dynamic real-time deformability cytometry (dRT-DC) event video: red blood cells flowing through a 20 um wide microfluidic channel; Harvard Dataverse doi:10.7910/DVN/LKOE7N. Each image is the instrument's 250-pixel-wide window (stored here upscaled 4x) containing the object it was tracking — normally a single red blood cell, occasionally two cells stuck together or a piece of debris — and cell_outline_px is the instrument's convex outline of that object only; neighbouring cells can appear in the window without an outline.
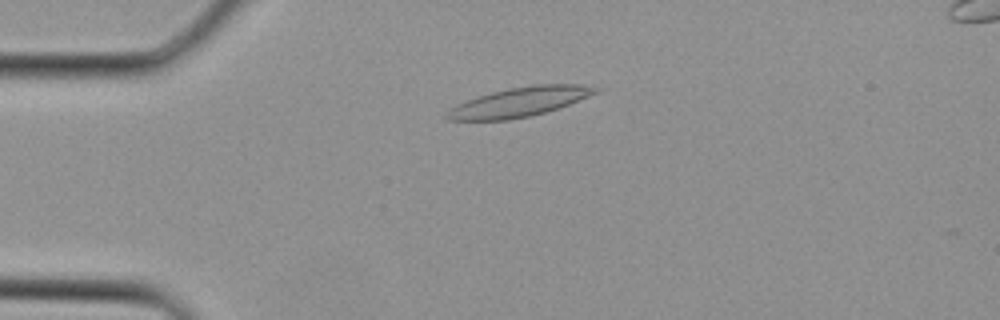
{"species": "Egyptian fruit bat (a non-hibernating species)", "species_latin": "Rousettus aegyptiacus", "temperature_condition": "cold", "stored_images_in_passage": 3, "camera_frame_rate_fps": 3000, "um_per_image_px": 0.085, "animal": {"sex": "female"}, "frame": {"image": 1, "passage_image": 2, "time_ms": 0.333, "image_size_px": [1000, 320], "cell_outline_px": [[604, 88], [600, 92], [568, 104], [544, 112], [528, 116], [508, 120], [448, 120], [444, 116], [444, 112], [456, 104], [492, 92], [508, 88], [536, 84], [580, 84]], "centroid_in_image_um": [44.16, 8.66], "position_along_channel_um": 40.8, "area_um2": 25.37}}